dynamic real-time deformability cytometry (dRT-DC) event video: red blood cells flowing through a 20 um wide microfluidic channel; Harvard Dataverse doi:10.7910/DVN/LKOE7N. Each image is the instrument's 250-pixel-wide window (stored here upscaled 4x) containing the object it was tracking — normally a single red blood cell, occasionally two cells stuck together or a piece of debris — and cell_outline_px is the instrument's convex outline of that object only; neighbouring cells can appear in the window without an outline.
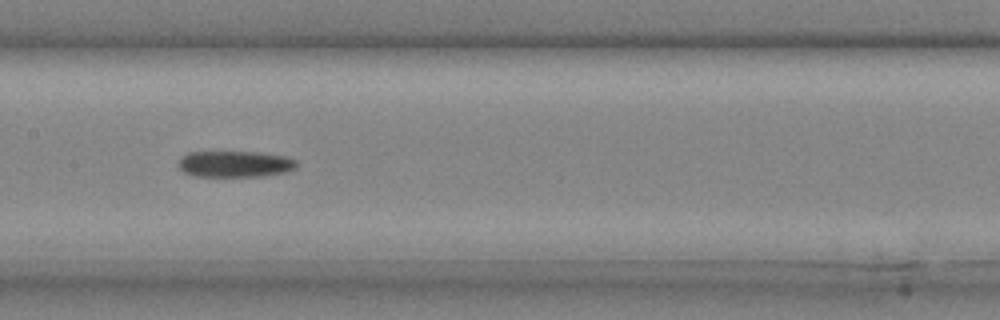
{"species": "common noctule bat (a hibernating species)", "species_latin": "Nyctalus noctula", "temperature_condition": "cold", "stored_images_in_passage": 27, "camera_frame_rate_fps": 3000, "um_per_image_px": 0.085, "animal": {"sex": "male", "body_mass_g": 20.4}, "frame": {"image": 1, "passage_image": 12, "time_ms": 3.667, "image_size_px": [1000, 320], "cell_outline_px": [[296, 168], [288, 172], [260, 176], [192, 176], [184, 172], [180, 168], [176, 160], [180, 156], [188, 152], [256, 152], [284, 156], [296, 160]], "centroid_in_image_um": [19.92, 13.94], "position_along_channel_um": 187.5, "area_um2": 18.21}}
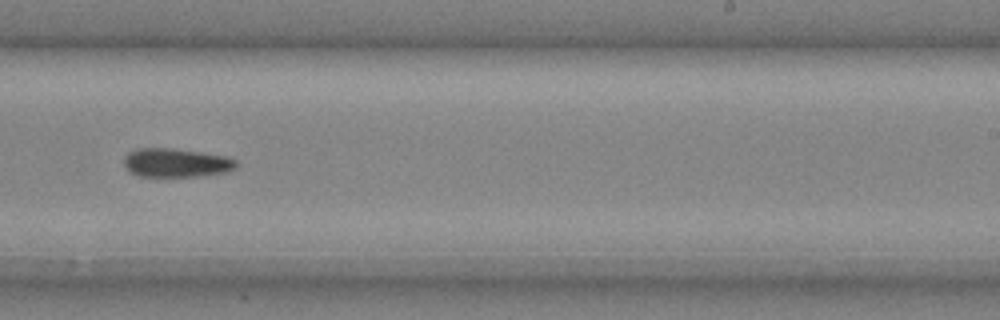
{"frame": {"image": 2, "passage_image": 17, "time_ms": 5.333, "image_size_px": [1000, 320], "cell_outline_px": [[236, 168], [224, 172], [196, 176], [136, 176], [124, 164], [124, 156], [128, 152], [136, 148], [172, 148], [200, 152], [224, 156], [236, 160]], "centroid_in_image_um": [14.93, 13.82], "position_along_channel_um": 274.1, "area_um2": 18.61}}
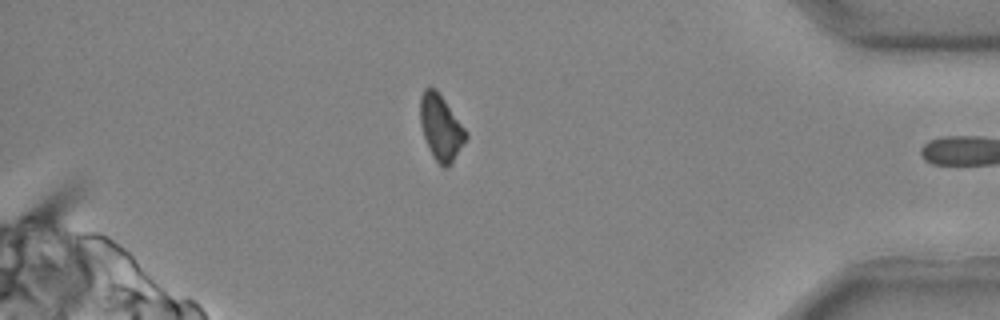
{"frame": {"image": 3, "passage_image": 26, "time_ms": 8.333, "image_size_px": [1000, 320], "cell_outline_px": [[468, 136], [452, 164], [448, 168], [444, 168], [432, 156], [428, 148], [420, 124], [420, 96], [424, 88], [436, 88], [468, 132]], "centroid_in_image_um": [37.48, 10.85], "position_along_channel_um": 397.7, "area_um2": 17.57}}